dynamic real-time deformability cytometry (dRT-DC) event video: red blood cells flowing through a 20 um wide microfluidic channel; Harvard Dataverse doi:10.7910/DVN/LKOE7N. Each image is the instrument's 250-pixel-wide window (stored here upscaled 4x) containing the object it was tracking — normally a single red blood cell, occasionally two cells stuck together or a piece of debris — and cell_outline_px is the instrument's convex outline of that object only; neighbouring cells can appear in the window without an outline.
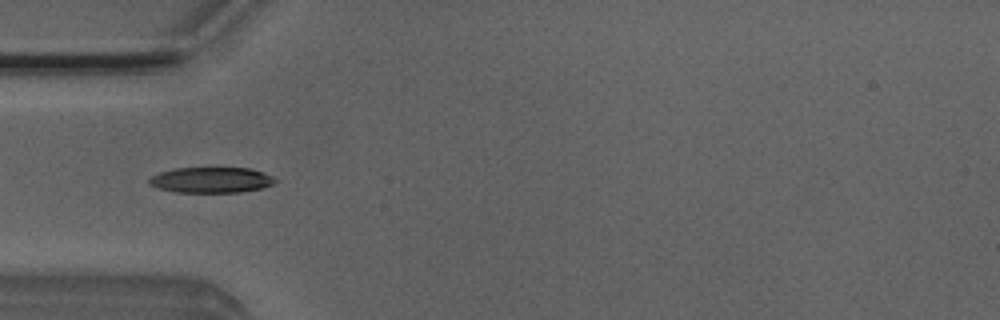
{"species": "Egyptian fruit bat (a non-hibernating species)", "species_latin": "Rousettus aegyptiacus", "temperature_condition": "room temperature", "stored_images_in_passage": 31, "camera_frame_rate_fps": 3000, "um_per_image_px": 0.085, "animal": {"sex": "male"}, "frame": {"image": 1, "passage_image": 9, "time_ms": 2.667, "image_size_px": [1000, 320], "cell_outline_px": [[280, 180], [264, 188], [240, 192], [176, 192], [156, 188], [148, 184], [148, 180], [152, 176], [160, 172], [172, 168], [252, 168], [264, 172]], "centroid_in_image_um": [17.97, 15.3], "position_along_channel_um": 67.0, "area_um2": 19.07}}
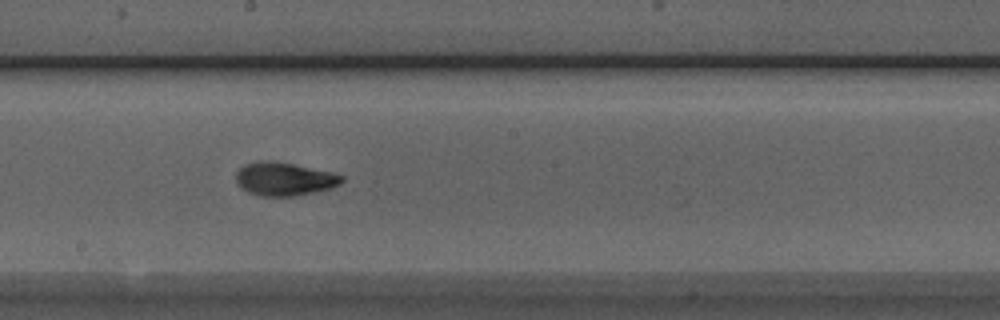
{"frame": {"image": 2, "passage_image": 21, "time_ms": 6.667, "image_size_px": [1000, 320], "cell_outline_px": [[344, 180], [340, 184], [332, 188], [292, 196], [260, 196], [248, 192], [240, 188], [236, 184], [236, 172], [244, 164], [256, 160], [272, 160], [332, 172], [344, 176]], "centroid_in_image_um": [24.12, 15.2], "position_along_channel_um": 224.1, "area_um2": 20.69}}
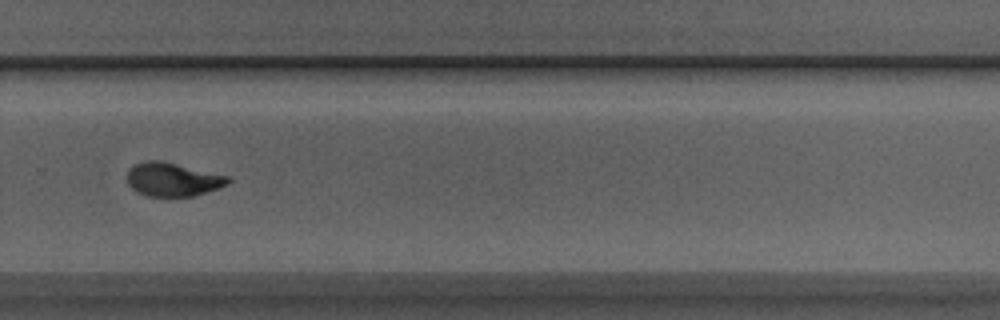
{"frame": {"image": 3, "passage_image": 28, "time_ms": 9.0, "image_size_px": [1000, 320], "cell_outline_px": [[232, 180], [228, 184], [220, 188], [192, 196], [148, 196], [132, 188], [128, 184], [128, 172], [136, 164], [148, 160], [160, 160], [228, 176]], "centroid_in_image_um": [14.72, 15.25], "position_along_channel_um": 315.1, "area_um2": 19.42}}